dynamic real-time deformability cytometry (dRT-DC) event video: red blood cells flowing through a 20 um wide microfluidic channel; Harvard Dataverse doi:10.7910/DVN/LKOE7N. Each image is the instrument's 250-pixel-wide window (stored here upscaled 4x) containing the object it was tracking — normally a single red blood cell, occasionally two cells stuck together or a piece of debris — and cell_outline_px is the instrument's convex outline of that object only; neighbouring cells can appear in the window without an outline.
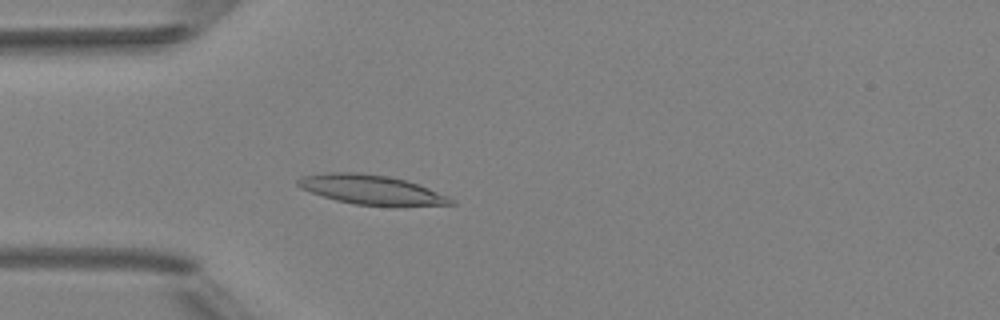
{"species": "Egyptian fruit bat (a non-hibernating species)", "species_latin": "Rousettus aegyptiacus", "temperature_condition": "room temperature", "stored_images_in_passage": 4, "camera_frame_rate_fps": 3000, "um_per_image_px": 0.085, "animal": {"sex": "female"}, "frame": {"image": 1, "passage_image": 4, "time_ms": 4.333, "image_size_px": [1000, 320], "cell_outline_px": [[456, 204], [396, 208], [392, 208], [356, 204], [336, 200], [300, 188], [296, 184], [296, 180], [304, 176], [328, 172], [356, 172], [388, 176], [404, 180], [428, 188], [448, 196], [456, 200]], "centroid_in_image_um": [31.65, 16.17], "position_along_channel_um": 53.4, "area_um2": 26.76}}